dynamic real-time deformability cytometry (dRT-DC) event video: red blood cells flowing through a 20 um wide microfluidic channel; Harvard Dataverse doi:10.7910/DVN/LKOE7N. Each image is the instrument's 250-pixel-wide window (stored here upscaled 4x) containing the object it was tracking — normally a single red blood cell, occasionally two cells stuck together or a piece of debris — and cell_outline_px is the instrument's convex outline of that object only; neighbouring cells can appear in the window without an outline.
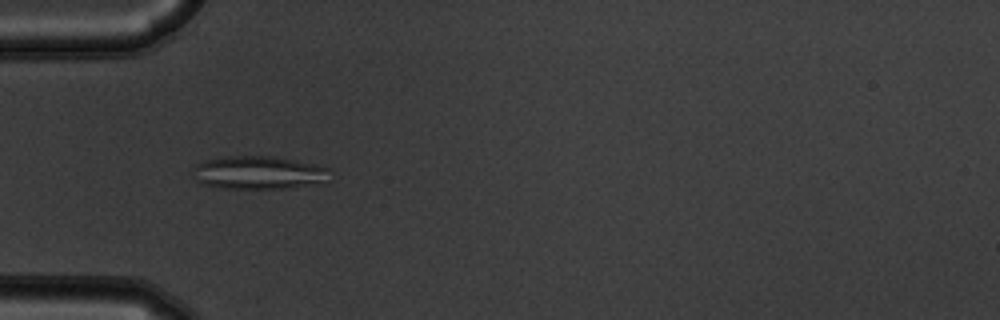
{"species": "common noctule bat (a hibernating species)", "species_latin": "Nyctalus noctula", "temperature_condition": "warm", "stored_images_in_passage": 51, "camera_frame_rate_fps": 3000, "um_per_image_px": 0.085, "animal": {"sex": "male", "body_mass_g": 19.5, "forearm_length_mm": 54.6}, "frame": {"image": 1, "passage_image": 14, "time_ms": 4.333, "image_size_px": [1000, 320], "cell_outline_px": [[328, 168], [320, 184], [284, 188], [228, 188], [200, 184], [196, 180], [192, 168], [196, 164], [204, 160], [236, 156], [268, 156], [316, 164]], "centroid_in_image_um": [21.9, 14.68], "position_along_channel_um": 63.1, "area_um2": 25.89}}
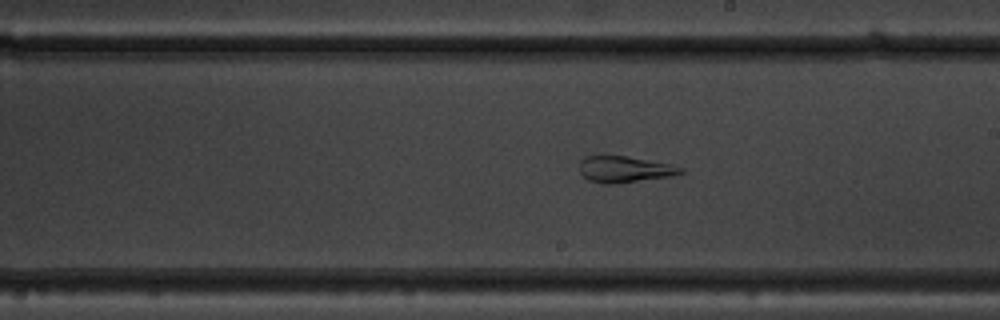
{"frame": {"image": 2, "passage_image": 28, "time_ms": 9.0, "image_size_px": [1000, 320], "cell_outline_px": [[684, 172], [672, 176], [616, 184], [604, 184], [588, 180], [580, 172], [580, 160], [584, 156], [628, 156], [672, 164], [684, 168]], "centroid_in_image_um": [53.11, 14.39], "position_along_channel_um": 235.9, "area_um2": 15.66}}
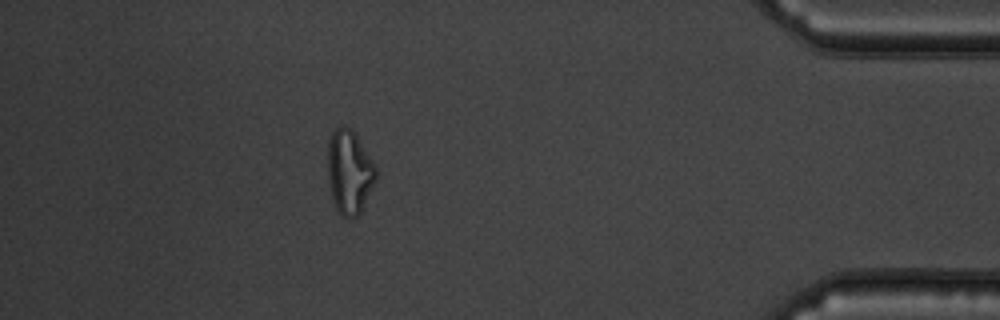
{"frame": {"image": 3, "passage_image": 45, "time_ms": 14.667, "image_size_px": [1000, 320], "cell_outline_px": [[376, 180], [360, 212], [356, 216], [348, 220], [336, 208], [332, 196], [328, 176], [328, 140], [332, 132], [336, 128], [344, 124], [352, 128], [376, 164]], "centroid_in_image_um": [29.71, 14.56], "position_along_channel_um": 405.5, "area_um2": 23.64}}